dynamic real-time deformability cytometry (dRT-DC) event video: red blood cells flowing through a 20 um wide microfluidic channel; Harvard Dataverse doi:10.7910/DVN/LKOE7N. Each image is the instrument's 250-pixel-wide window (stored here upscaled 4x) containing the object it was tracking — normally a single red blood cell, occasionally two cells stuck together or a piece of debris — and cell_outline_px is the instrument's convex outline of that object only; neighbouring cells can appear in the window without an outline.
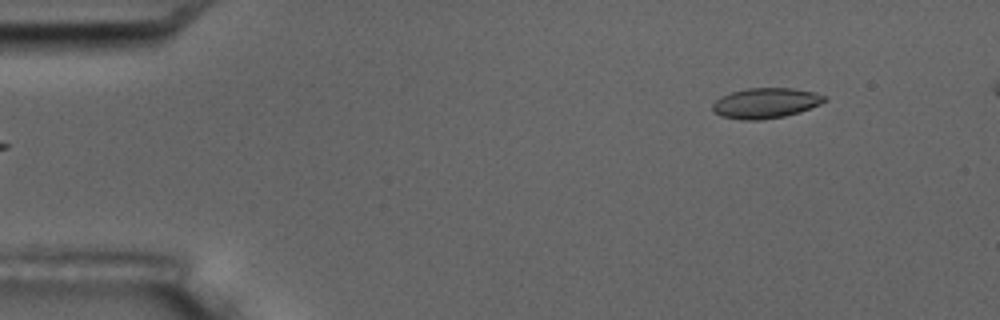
{"species": "common noctule bat (a hibernating species)", "species_latin": "Nyctalus noctula", "temperature_condition": "room temperature", "stored_images_in_passage": 4, "segment_of_instrument_passage": [1, 2], "camera_frame_rate_fps": 3000, "um_per_image_px": 0.085, "animal": {"sex": "male", "body_mass_g": 17.5, "forearm_length_mm": 52.3}, "frame": {"image": 1, "passage_image": 1, "time_ms": 0.0, "image_size_px": [1000, 320], "cell_outline_px": [[828, 100], [820, 104], [800, 112], [784, 116], [756, 120], [740, 120], [720, 116], [712, 112], [712, 104], [720, 96], [732, 92], [748, 88], [792, 88], [816, 92], [828, 96]], "centroid_in_image_um": [65.08, 8.76], "position_along_channel_um": 19.9, "area_um2": 20.0}}